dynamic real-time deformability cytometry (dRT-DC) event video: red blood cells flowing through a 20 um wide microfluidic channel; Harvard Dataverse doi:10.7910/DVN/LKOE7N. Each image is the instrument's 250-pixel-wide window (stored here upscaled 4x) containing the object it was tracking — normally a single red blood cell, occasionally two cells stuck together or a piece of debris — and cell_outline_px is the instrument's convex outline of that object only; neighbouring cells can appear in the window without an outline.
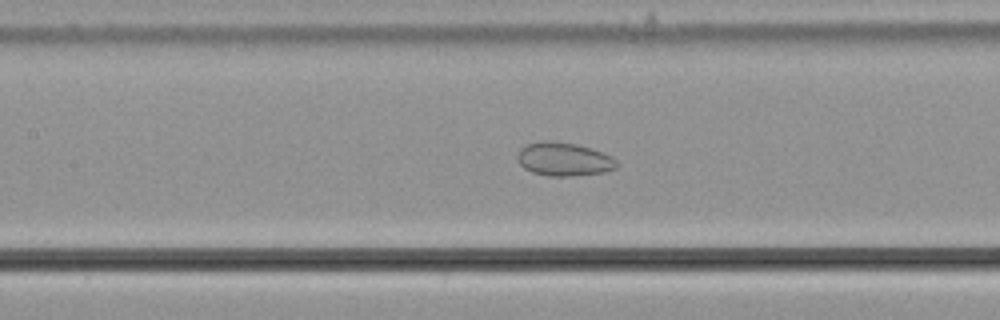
{"species": "common noctule bat (a hibernating species)", "species_latin": "Nyctalus noctula", "temperature_condition": "cold", "stored_images_in_passage": 50, "camera_frame_rate_fps": 3000, "um_per_image_px": 0.085, "animal": {"sex": "male", "body_mass_g": 21.5, "forearm_length_mm": 52.0}, "frame": {"image": 1, "passage_image": 27, "time_ms": 8.667, "image_size_px": [1000, 320], "cell_outline_px": [[620, 164], [616, 168], [604, 172], [572, 176], [548, 176], [532, 172], [524, 168], [520, 164], [516, 156], [520, 148], [524, 144], [544, 140], [548, 140], [576, 144], [592, 148], [612, 156]], "centroid_in_image_um": [47.92, 13.52], "position_along_channel_um": 159.5, "area_um2": 19.65}}
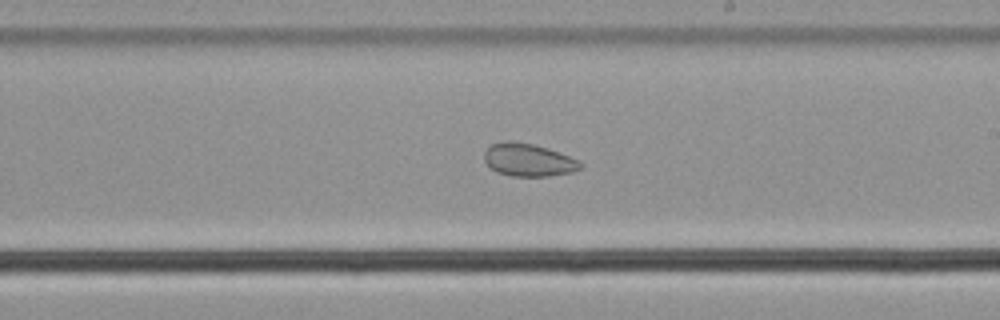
{"frame": {"image": 2, "passage_image": 34, "time_ms": 11.0, "image_size_px": [1000, 320], "cell_outline_px": [[584, 168], [572, 172], [548, 176], [512, 176], [496, 172], [484, 160], [484, 152], [492, 144], [504, 140], [512, 140], [532, 144], [548, 148], [580, 160], [584, 164]], "centroid_in_image_um": [44.95, 13.59], "position_along_channel_um": 244.1, "area_um2": 18.55}}
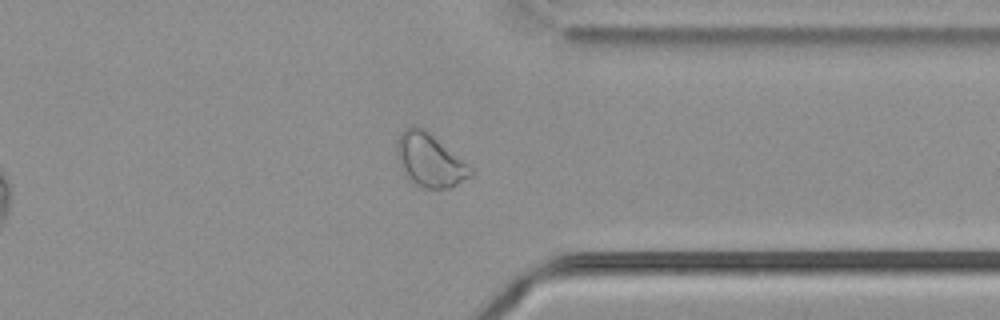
{"frame": {"image": 3, "passage_image": 45, "time_ms": 14.667, "image_size_px": [1000, 320], "cell_outline_px": [[476, 172], [472, 176], [448, 188], [424, 188], [408, 180], [400, 172], [396, 152], [396, 144], [400, 132], [404, 128], [416, 124], [424, 128], [468, 164]], "centroid_in_image_um": [36.48, 13.61], "position_along_channel_um": 374.9, "area_um2": 23.24}, "authors_computed_cell_mechanics": {"area_um2": 23.3223, "velocity_mm_per_s": 3.6346, "shape_relaxation_time_tau1_ms": null, "shape_relaxation_time_tau2_ms": 2.6155, "deformation_change_tau1": null, "deformation_change_tau2": 0.0665}}